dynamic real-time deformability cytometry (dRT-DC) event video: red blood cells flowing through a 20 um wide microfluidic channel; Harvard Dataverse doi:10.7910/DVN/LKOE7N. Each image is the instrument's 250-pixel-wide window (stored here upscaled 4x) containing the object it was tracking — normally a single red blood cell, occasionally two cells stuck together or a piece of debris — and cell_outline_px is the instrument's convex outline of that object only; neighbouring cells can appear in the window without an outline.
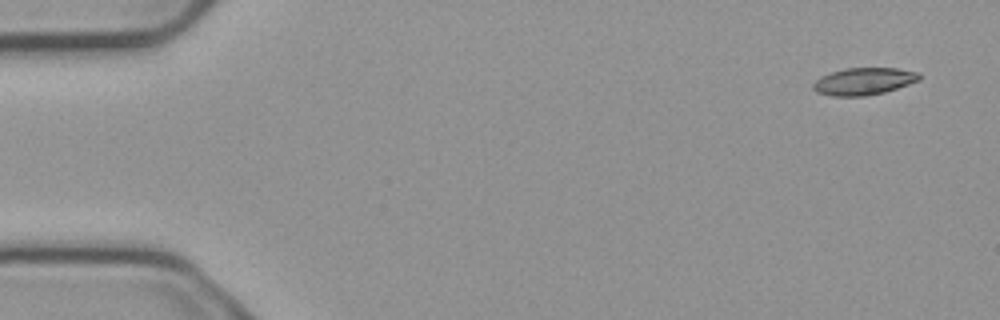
{"species": "common noctule bat (a hibernating species)", "species_latin": "Nyctalus noctula", "temperature_condition": "cold", "stored_images_in_passage": 3, "camera_frame_rate_fps": 3000, "um_per_image_px": 0.085, "animal": {"sex": "male", "body_mass_g": 23.1, "forearm_length_mm": 52.7}, "frame": {"image": 1, "passage_image": 1, "time_ms": 0.0, "image_size_px": [1000, 320], "cell_outline_px": [[920, 80], [884, 92], [864, 96], [832, 96], [816, 92], [812, 88], [812, 84], [820, 76], [844, 68], [896, 68], [920, 72]], "centroid_in_image_um": [73.4, 6.91], "position_along_channel_um": 11.6, "area_um2": 16.82}}